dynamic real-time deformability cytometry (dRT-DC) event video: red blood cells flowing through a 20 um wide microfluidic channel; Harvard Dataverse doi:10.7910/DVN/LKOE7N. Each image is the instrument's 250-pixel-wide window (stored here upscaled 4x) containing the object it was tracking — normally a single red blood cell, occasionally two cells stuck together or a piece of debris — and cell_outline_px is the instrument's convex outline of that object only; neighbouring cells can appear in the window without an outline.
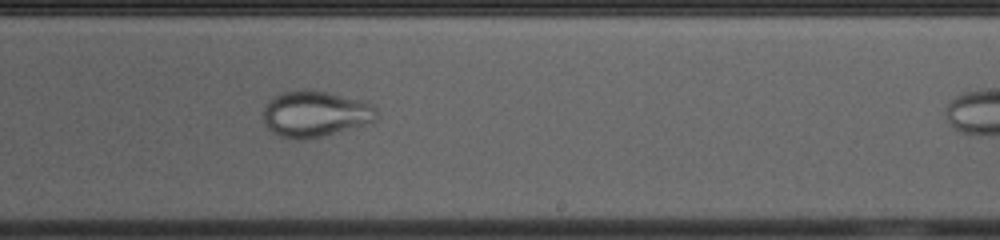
{"species": "common noctule bat (a hibernating species)", "species_latin": "Nyctalus noctula", "temperature_condition": "cold", "stored_images_in_passage": 26, "camera_frame_rate_fps": 3000, "um_per_image_px": 0.085, "animal": {"sex": "female", "body_mass_g": 23.0, "forearm_length_mm": 53.4}, "frame": {"image": 1, "passage_image": 22, "time_ms": 7.0, "image_size_px": [1000, 240], "cell_outline_px": [[380, 116], [376, 120], [364, 124], [320, 136], [304, 140], [296, 140], [280, 136], [272, 132], [268, 128], [264, 120], [264, 108], [276, 96], [284, 92], [304, 88], [328, 92], [360, 100], [372, 104], [376, 108]], "centroid_in_image_um": [26.81, 9.67], "position_along_channel_um": 262.2, "area_um2": 30.17}}